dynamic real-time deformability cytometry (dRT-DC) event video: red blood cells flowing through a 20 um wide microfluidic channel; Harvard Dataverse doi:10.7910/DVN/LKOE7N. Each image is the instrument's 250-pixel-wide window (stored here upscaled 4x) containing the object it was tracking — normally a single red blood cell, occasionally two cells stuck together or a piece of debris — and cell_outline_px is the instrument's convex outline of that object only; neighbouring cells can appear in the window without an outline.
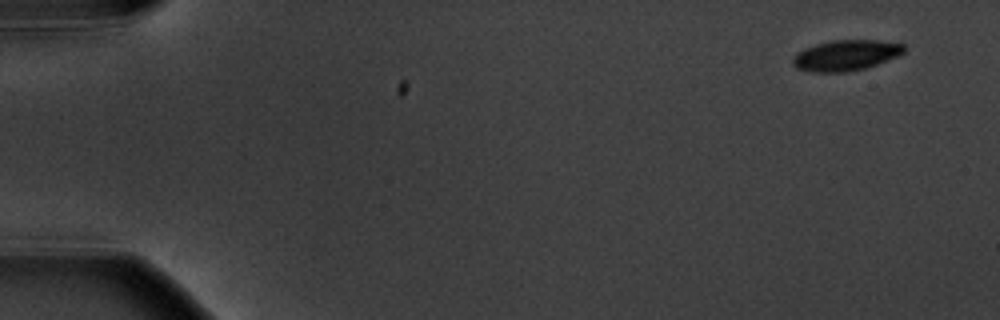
{"species": "common noctule bat (a hibernating species)", "species_latin": "Nyctalus noctula", "temperature_condition": "warm", "stored_images_in_passage": 6, "camera_frame_rate_fps": 3000, "um_per_image_px": 0.085, "animal": {"sex": "male", "body_mass_g": 20.1, "forearm_length_mm": 53.5}, "frame": {"image": 1, "passage_image": 1, "time_ms": 0.0, "image_size_px": [1000, 320], "cell_outline_px": [[904, 52], [896, 56], [876, 64], [864, 68], [848, 72], [812, 72], [796, 68], [792, 64], [792, 60], [804, 48], [816, 44], [832, 40], [876, 40], [904, 44]], "centroid_in_image_um": [71.88, 4.7], "position_along_channel_um": 13.1, "area_um2": 19.59}}